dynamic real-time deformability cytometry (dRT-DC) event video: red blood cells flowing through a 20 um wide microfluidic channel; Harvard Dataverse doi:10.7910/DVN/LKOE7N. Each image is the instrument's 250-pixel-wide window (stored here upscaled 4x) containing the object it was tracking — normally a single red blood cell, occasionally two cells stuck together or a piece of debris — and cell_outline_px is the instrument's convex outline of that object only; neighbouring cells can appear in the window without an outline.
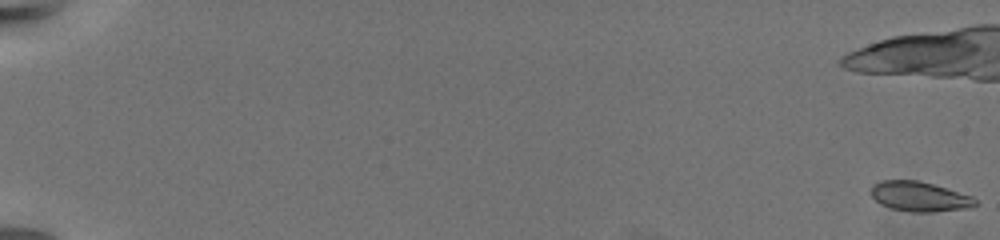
{"species": "common noctule bat (a hibernating species)", "species_latin": "Nyctalus noctula", "temperature_condition": "warm", "stored_images_in_passage": 25, "camera_frame_rate_fps": 3000, "um_per_image_px": 0.085, "animal": {"sex": "female", "body_mass_g": 19.5, "forearm_length_mm": 54.1}, "frame": {"image": 1, "passage_image": 1, "time_ms": 0.0, "image_size_px": [1000, 240], "cell_outline_px": [[980, 204], [972, 208], [932, 212], [912, 212], [892, 208], [880, 204], [868, 192], [872, 184], [880, 180], [916, 180], [932, 184], [972, 196]], "centroid_in_image_um": [78.15, 16.71], "position_along_channel_um": 6.9, "area_um2": 18.32}}
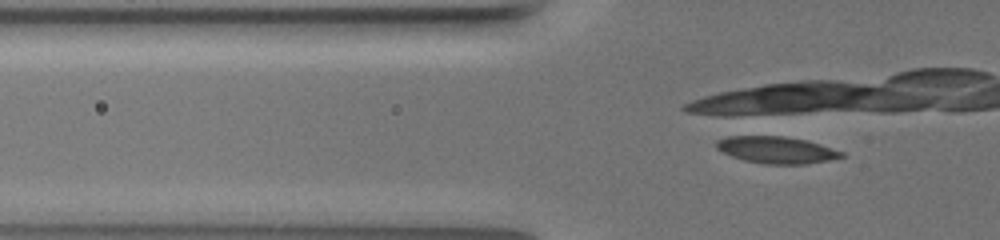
{"frame": {"image": 2, "passage_image": 25, "time_ms": 8.0, "image_size_px": [1000, 240], "cell_outline_px": [[844, 156], [828, 160], [804, 164], [764, 164], [744, 160], [732, 156], [716, 148], [716, 140], [736, 132], [784, 136], [804, 140], [844, 152]], "centroid_in_image_um": [65.86, 12.69], "position_along_channel_um": 59.9, "area_um2": 20.17}}